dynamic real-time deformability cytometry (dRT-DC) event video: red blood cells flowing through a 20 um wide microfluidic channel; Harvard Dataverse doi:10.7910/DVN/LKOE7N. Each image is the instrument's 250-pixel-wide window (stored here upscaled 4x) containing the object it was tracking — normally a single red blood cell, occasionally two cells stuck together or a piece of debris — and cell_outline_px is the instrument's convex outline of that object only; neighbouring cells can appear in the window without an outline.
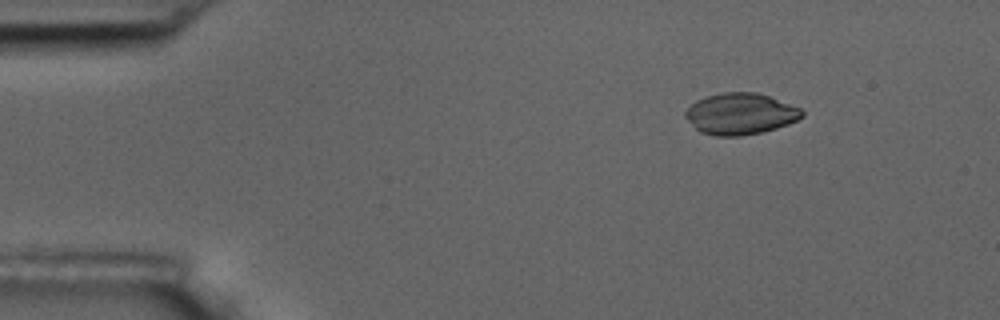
{"species": "common noctule bat (a hibernating species)", "species_latin": "Nyctalus noctula", "temperature_condition": "room temperature", "stored_images_in_passage": 6, "camera_frame_rate_fps": 3000, "um_per_image_px": 0.085, "animal": {"sex": "male", "body_mass_g": 17.5, "forearm_length_mm": 52.3}, "frame": {"image": 1, "passage_image": 2, "time_ms": 1.333, "image_size_px": [1000, 320], "cell_outline_px": [[804, 116], [788, 124], [776, 128], [760, 132], [740, 136], [716, 136], [700, 132], [684, 116], [684, 112], [696, 100], [708, 96], [724, 92], [756, 92], [768, 96], [800, 108], [804, 112]], "centroid_in_image_um": [62.92, 9.68], "position_along_channel_um": 22.1, "area_um2": 27.86}}
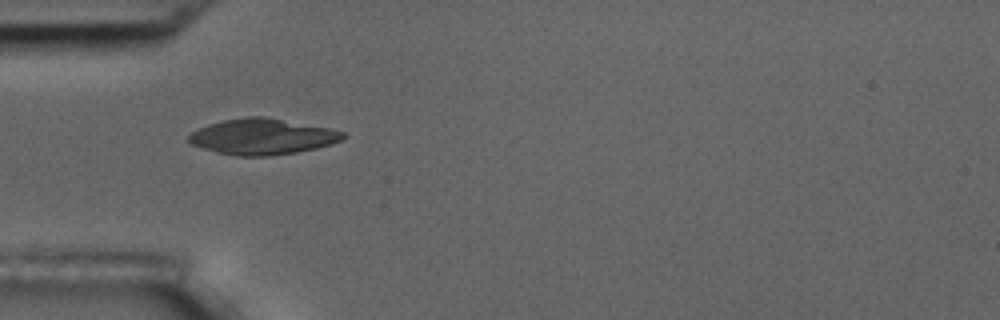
{"frame": {"image": 2, "passage_image": 5, "time_ms": 4.667, "image_size_px": [1000, 320], "cell_outline_px": [[348, 136], [332, 144], [316, 148], [296, 152], [268, 156], [236, 156], [216, 152], [192, 144], [188, 140], [188, 136], [192, 132], [208, 124], [224, 120], [248, 116], [268, 116], [328, 128], [344, 132]], "centroid_in_image_um": [22.32, 11.61], "position_along_channel_um": 62.7, "area_um2": 32.19}}